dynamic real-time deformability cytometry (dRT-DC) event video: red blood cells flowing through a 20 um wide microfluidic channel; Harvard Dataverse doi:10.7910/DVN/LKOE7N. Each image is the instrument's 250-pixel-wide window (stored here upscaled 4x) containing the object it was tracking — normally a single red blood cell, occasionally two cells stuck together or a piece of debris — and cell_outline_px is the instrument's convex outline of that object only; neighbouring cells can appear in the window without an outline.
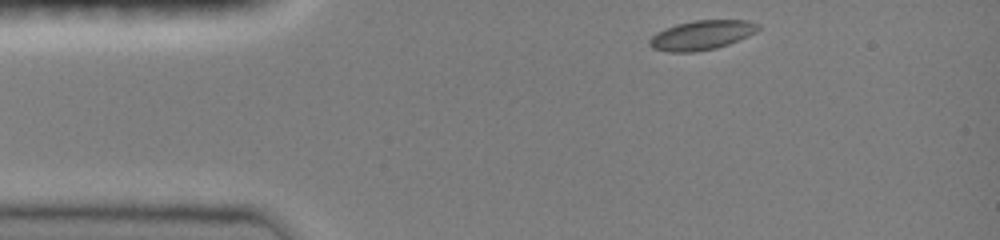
{"species": "common noctule bat (a hibernating species)", "species_latin": "Nyctalus noctula", "temperature_condition": "room temperature", "stored_images_in_passage": 8, "camera_frame_rate_fps": 3000, "um_per_image_px": 0.085, "animal": {"sex": "female", "body_mass_g": 19.0, "forearm_length_mm": 51.5}, "frame": {"image": 1, "passage_image": 1, "time_ms": 0.0, "image_size_px": [1000, 240], "cell_outline_px": [[760, 28], [756, 32], [748, 36], [728, 44], [716, 48], [696, 52], [668, 52], [652, 48], [648, 44], [648, 40], [656, 32], [664, 28], [676, 24], [692, 20], [748, 20], [760, 24]], "centroid_in_image_um": [59.62, 2.98], "position_along_channel_um": 25.4, "area_um2": 18.84}}
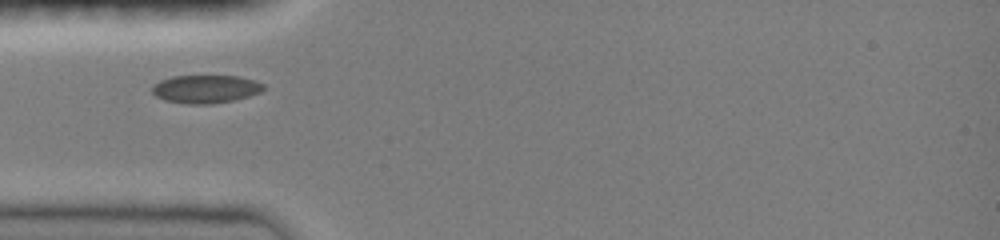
{"frame": {"image": 2, "passage_image": 4, "time_ms": 1.0, "image_size_px": [1000, 240], "cell_outline_px": [[264, 88], [260, 92], [236, 100], [212, 104], [188, 104], [164, 100], [156, 96], [152, 92], [152, 84], [160, 80], [172, 76], [240, 76], [256, 80], [264, 84]], "centroid_in_image_um": [17.48, 7.56], "position_along_channel_um": 67.5, "area_um2": 18.44}}
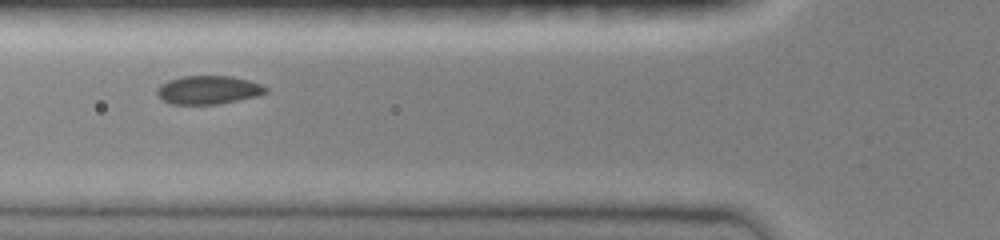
{"frame": {"image": 3, "passage_image": 6, "time_ms": 1.667, "image_size_px": [1000, 240], "cell_outline_px": [[268, 92], [256, 96], [220, 104], [172, 104], [164, 100], [156, 92], [156, 88], [160, 84], [168, 80], [184, 76], [232, 76], [248, 80], [260, 84], [268, 88]], "centroid_in_image_um": [17.71, 7.64], "position_along_channel_um": 108.1, "area_um2": 17.98}}